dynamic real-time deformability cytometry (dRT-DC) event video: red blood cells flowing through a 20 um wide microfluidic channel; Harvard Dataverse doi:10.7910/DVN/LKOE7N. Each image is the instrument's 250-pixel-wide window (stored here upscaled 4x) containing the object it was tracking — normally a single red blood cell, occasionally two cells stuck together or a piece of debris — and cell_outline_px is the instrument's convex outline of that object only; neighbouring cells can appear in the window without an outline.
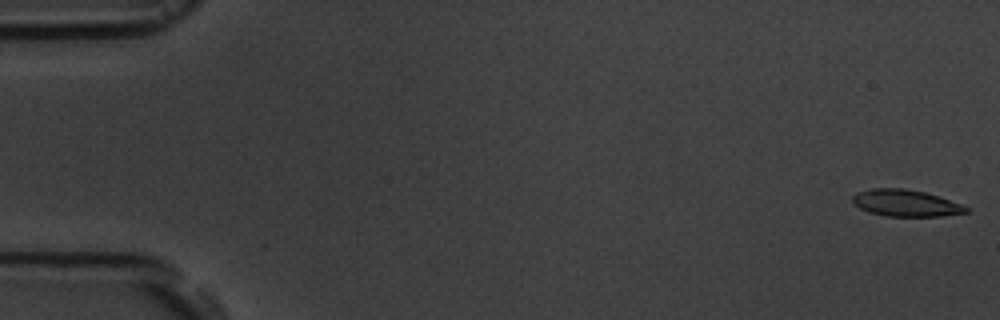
{"species": "common noctule bat (a hibernating species)", "species_latin": "Nyctalus noctula", "temperature_condition": "room temperature", "stored_images_in_passage": 17, "camera_frame_rate_fps": 3000, "um_per_image_px": 0.085, "animal": {"sex": "male", "body_mass_g": 19.5, "forearm_length_mm": 54.6}, "frame": {"image": 1, "passage_image": 1, "time_ms": 0.0, "image_size_px": [1000, 320], "cell_outline_px": [[968, 212], [940, 216], [884, 216], [868, 212], [860, 208], [852, 200], [852, 196], [856, 192], [872, 188], [904, 188], [924, 192], [940, 196], [960, 204], [968, 208]], "centroid_in_image_um": [76.95, 17.25], "position_along_channel_um": 8.0, "area_um2": 17.63}}
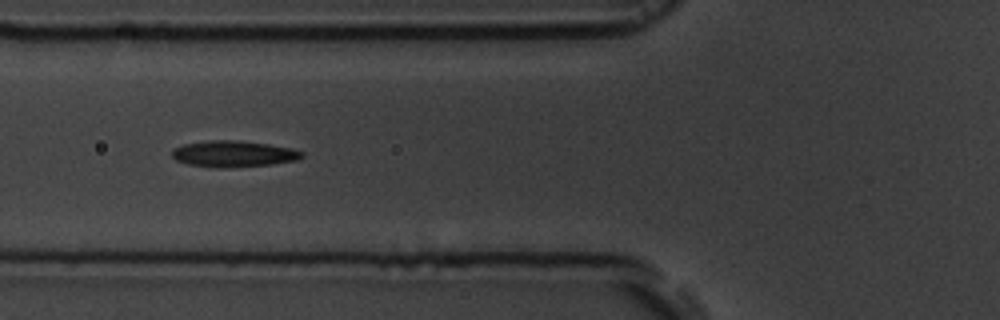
{"frame": {"image": 2, "passage_image": 7, "time_ms": 6.667, "image_size_px": [1000, 320], "cell_outline_px": [[304, 156], [296, 160], [272, 164], [224, 168], [216, 168], [188, 164], [176, 160], [172, 156], [172, 148], [184, 144], [208, 140], [236, 140], [268, 144], [292, 148], [304, 152]], "centroid_in_image_um": [19.84, 13.07], "position_along_channel_um": 106.0, "area_um2": 19.94}}
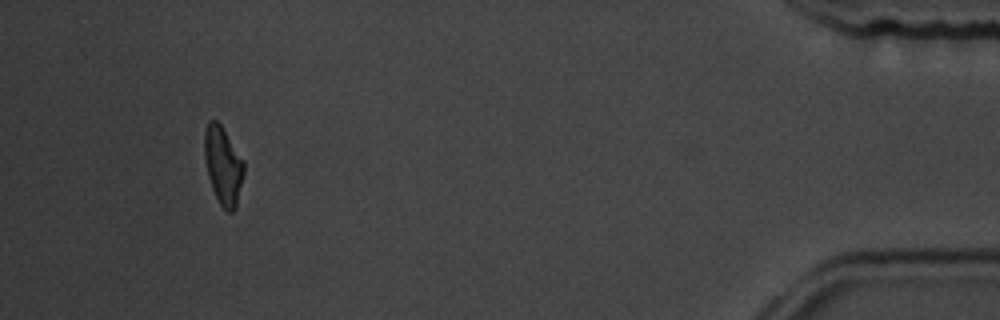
{"frame": {"image": 3, "passage_image": 16, "time_ms": 17.0, "image_size_px": [1000, 320], "cell_outline_px": [[244, 172], [236, 204], [232, 212], [228, 212], [220, 204], [212, 188], [208, 176], [204, 156], [204, 132], [208, 120], [216, 120], [220, 124], [244, 160]], "centroid_in_image_um": [18.95, 14.03], "position_along_channel_um": 416.3, "area_um2": 17.69}, "authors_computed_cell_mechanics": {"area_um2": 18.6694, "velocity_mm_per_s": 3.67, "shape_relaxation_time_tau1_ms": null, "shape_relaxation_time_tau2_ms": 4.7555, "deformation_change_tau1": null, "deformation_change_tau2": 0.117}}